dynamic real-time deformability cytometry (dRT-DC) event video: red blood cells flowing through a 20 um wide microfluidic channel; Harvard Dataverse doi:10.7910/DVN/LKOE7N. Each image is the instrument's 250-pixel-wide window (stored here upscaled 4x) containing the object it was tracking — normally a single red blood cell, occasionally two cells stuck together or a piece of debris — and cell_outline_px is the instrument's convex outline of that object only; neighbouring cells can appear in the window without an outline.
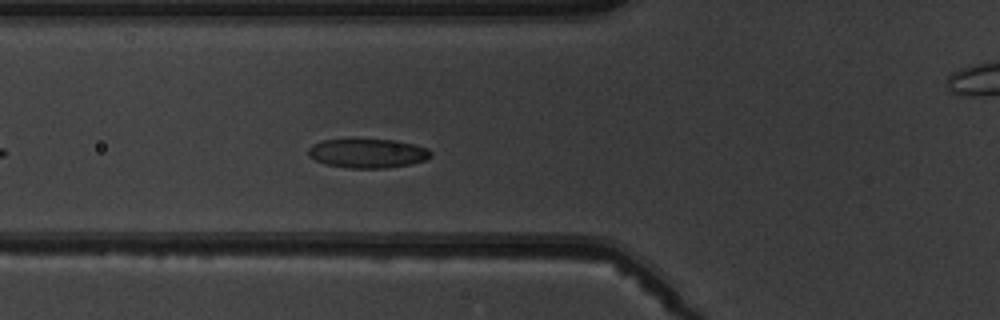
{"species": "common noctule bat (a hibernating species)", "species_latin": "Nyctalus noctula", "temperature_condition": "warm", "stored_images_in_passage": 5, "camera_frame_rate_fps": 3000, "um_per_image_px": 0.085, "animal": {"sex": "male", "body_mass_g": 19.5, "forearm_length_mm": 54.6}, "frame": {"image": 1, "passage_image": 5, "time_ms": 4.333, "image_size_px": [1000, 320], "cell_outline_px": [[432, 156], [428, 160], [388, 168], [348, 168], [324, 164], [308, 156], [308, 148], [312, 144], [324, 140], [396, 140], [428, 148], [432, 152]], "centroid_in_image_um": [31.26, 13.04], "position_along_channel_um": 94.5, "area_um2": 20.81}}